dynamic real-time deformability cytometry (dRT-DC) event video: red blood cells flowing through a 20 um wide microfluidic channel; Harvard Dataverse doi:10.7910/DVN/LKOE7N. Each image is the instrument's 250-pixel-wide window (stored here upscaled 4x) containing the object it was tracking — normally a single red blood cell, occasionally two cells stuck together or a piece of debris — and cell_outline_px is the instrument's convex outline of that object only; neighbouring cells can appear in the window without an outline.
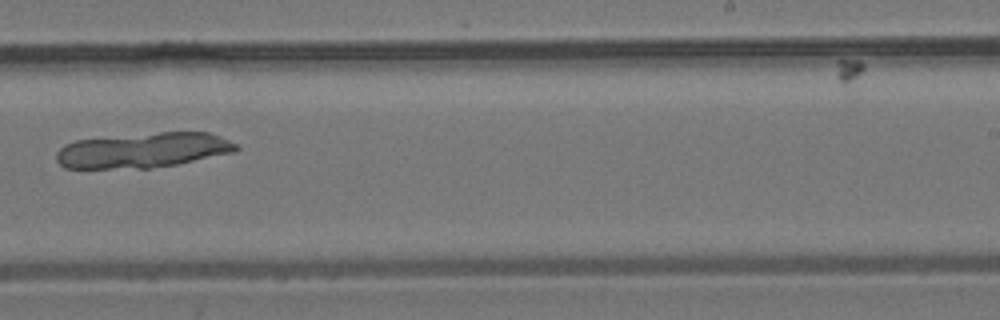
{"species": "common noctule bat (a hibernating species)", "species_latin": "Nyctalus noctula", "temperature_condition": "room temperature", "stored_images_in_passage": 10, "camera_frame_rate_fps": 3000, "um_per_image_px": 0.085, "animal": {"sex": "male", "body_mass_g": 19.2, "forearm_length_mm": 51.8}, "frame": {"image": 1, "passage_image": 9, "time_ms": 10.0, "image_size_px": [1000, 320], "cell_outline_px": [[240, 148], [236, 152], [176, 164], [148, 168], [64, 168], [56, 160], [56, 152], [64, 144], [76, 140], [160, 132], [208, 132], [220, 136], [236, 144]], "centroid_in_image_um": [12.17, 12.77], "position_along_channel_um": 276.8, "area_um2": 36.65}}
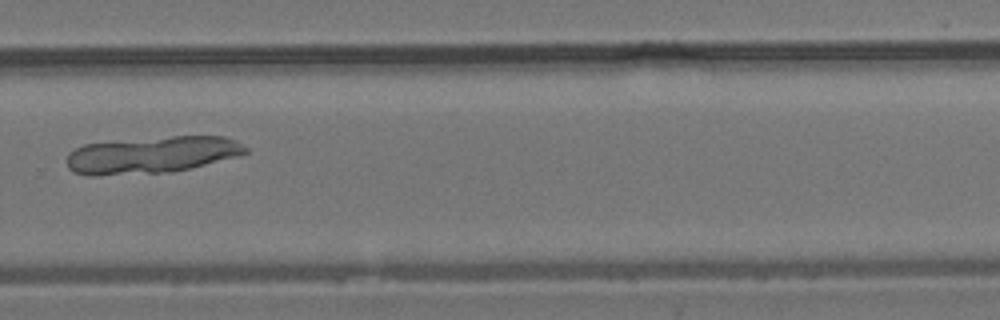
{"frame": {"image": 2, "passage_image": 10, "time_ms": 11.0, "image_size_px": [1000, 320], "cell_outline_px": [[248, 152], [240, 156], [192, 168], [172, 172], [96, 176], [88, 176], [72, 172], [68, 168], [68, 152], [84, 144], [172, 136], [224, 136], [236, 140], [248, 148]], "centroid_in_image_um": [12.93, 13.18], "position_along_channel_um": 316.9, "area_um2": 38.73}}